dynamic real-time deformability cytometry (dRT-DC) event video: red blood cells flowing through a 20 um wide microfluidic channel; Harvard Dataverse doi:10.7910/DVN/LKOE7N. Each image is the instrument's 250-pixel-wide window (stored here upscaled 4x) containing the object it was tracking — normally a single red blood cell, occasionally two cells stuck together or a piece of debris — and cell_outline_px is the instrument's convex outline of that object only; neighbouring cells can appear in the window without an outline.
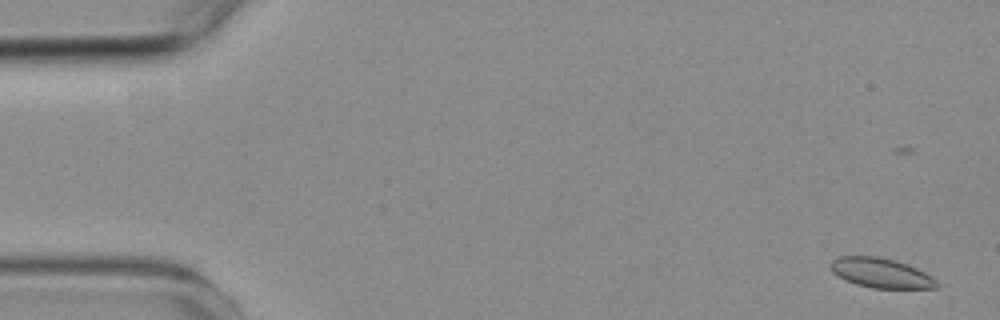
{"species": "common noctule bat (a hibernating species)", "species_latin": "Nyctalus noctula", "temperature_condition": "room temperature", "stored_images_in_passage": 7, "camera_frame_rate_fps": 3000, "um_per_image_px": 0.085, "animal": {"sex": "female", "body_mass_g": 19.3, "forearm_length_mm": 54.1}, "frame": {"image": 1, "passage_image": 1, "time_ms": 0.0, "image_size_px": [1000, 320], "cell_outline_px": [[940, 288], [872, 288], [856, 284], [832, 272], [828, 264], [832, 260], [840, 256], [880, 256], [908, 264], [932, 276], [940, 284]], "centroid_in_image_um": [74.91, 23.19], "position_along_channel_um": 10.1, "area_um2": 18.44}}
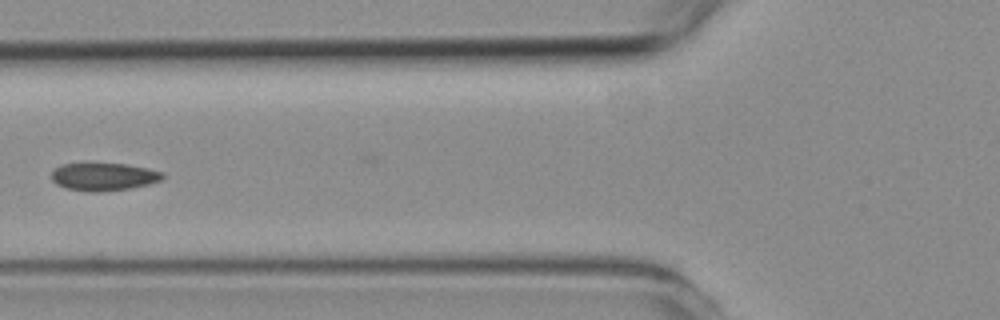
{"frame": {"image": 2, "passage_image": 6, "time_ms": 6.0, "image_size_px": [1000, 320], "cell_outline_px": [[164, 180], [148, 184], [128, 188], [96, 192], [88, 192], [64, 188], [56, 184], [52, 180], [52, 172], [60, 164], [84, 160], [92, 160], [124, 164], [148, 168], [164, 172]], "centroid_in_image_um": [8.76, 14.96], "position_along_channel_um": 117.0, "area_um2": 18.96}}
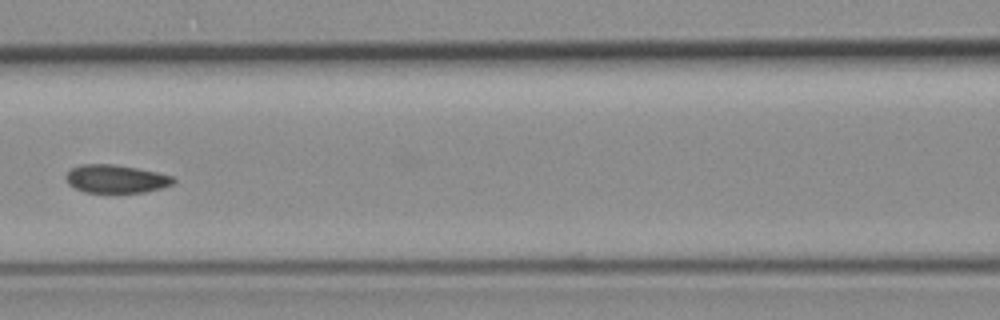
{"frame": {"image": 3, "passage_image": 7, "time_ms": 7.0, "image_size_px": [1000, 320], "cell_outline_px": [[176, 180], [172, 184], [160, 188], [144, 192], [84, 192], [68, 184], [64, 176], [72, 168], [80, 164], [112, 164], [136, 168], [156, 172], [172, 176]], "centroid_in_image_um": [9.82, 15.2], "position_along_channel_um": 156.8, "area_um2": 17.46}}